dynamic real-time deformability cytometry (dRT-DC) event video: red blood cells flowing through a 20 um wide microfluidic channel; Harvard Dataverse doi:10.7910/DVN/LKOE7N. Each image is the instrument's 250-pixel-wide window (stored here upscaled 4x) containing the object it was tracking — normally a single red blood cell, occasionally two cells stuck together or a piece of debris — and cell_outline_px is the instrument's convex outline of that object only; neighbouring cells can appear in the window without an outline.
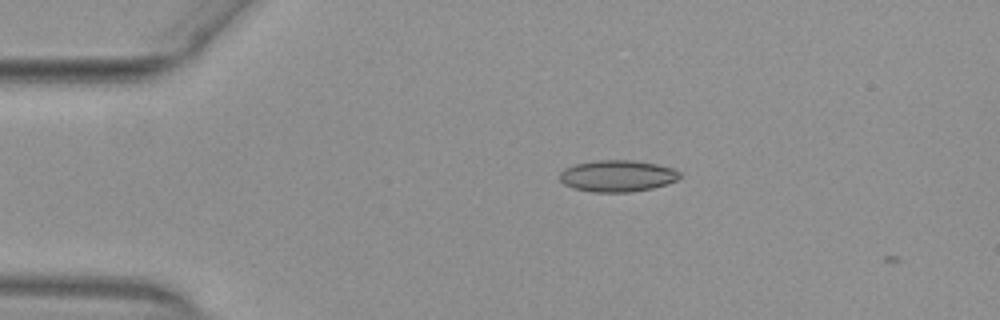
{"species": "common noctule bat (a hibernating species)", "species_latin": "Nyctalus noctula", "temperature_condition": "warm", "stored_images_in_passage": 3, "camera_frame_rate_fps": 3000, "um_per_image_px": 0.085, "animal": {"sex": "female", "body_mass_g": 29.2, "forearm_length_mm": 56.3}, "frame": {"image": 1, "passage_image": 2, "time_ms": 0.333, "image_size_px": [1000, 320], "cell_outline_px": [[680, 176], [676, 180], [652, 188], [632, 192], [592, 192], [572, 188], [564, 184], [560, 180], [560, 172], [564, 168], [576, 164], [596, 160], [632, 160], [656, 164], [672, 168], [680, 172]], "centroid_in_image_um": [52.44, 14.95], "position_along_channel_um": 32.6, "area_um2": 22.02}}